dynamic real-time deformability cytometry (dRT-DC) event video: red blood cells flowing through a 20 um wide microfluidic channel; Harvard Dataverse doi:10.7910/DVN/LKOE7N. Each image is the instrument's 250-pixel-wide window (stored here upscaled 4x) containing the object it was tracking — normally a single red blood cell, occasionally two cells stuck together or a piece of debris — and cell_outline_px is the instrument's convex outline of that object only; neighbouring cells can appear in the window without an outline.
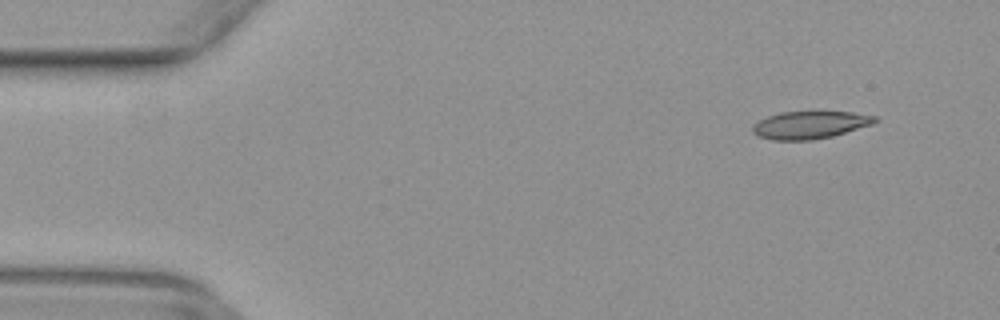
{"species": "common noctule bat (a hibernating species)", "species_latin": "Nyctalus noctula", "temperature_condition": "warm", "stored_images_in_passage": 50, "camera_frame_rate_fps": 3000, "um_per_image_px": 0.085, "animal": {"sex": "female", "body_mass_g": 29.2, "forearm_length_mm": 56.3}, "frame": {"image": 1, "passage_image": 5, "time_ms": 1.333, "image_size_px": [1000, 320], "cell_outline_px": [[880, 120], [872, 124], [832, 136], [812, 140], [772, 140], [756, 136], [752, 132], [752, 124], [768, 116], [780, 112], [812, 108], [852, 112], [876, 116]], "centroid_in_image_um": [68.84, 10.56], "position_along_channel_um": 16.2, "area_um2": 20.69}}
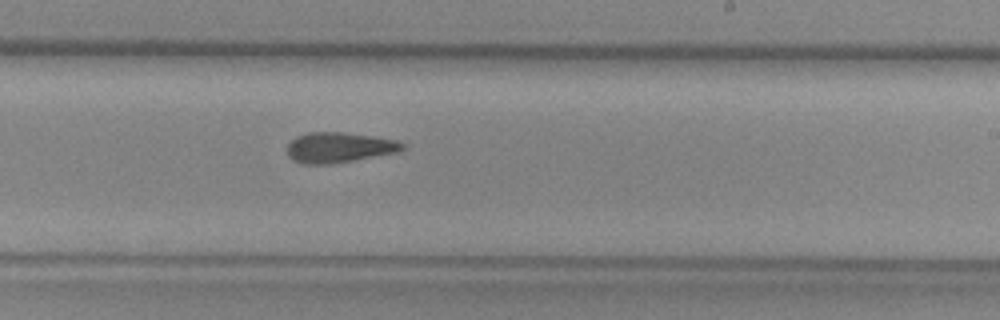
{"frame": {"image": 2, "passage_image": 30, "time_ms": 9.667, "image_size_px": [1000, 320], "cell_outline_px": [[404, 148], [396, 152], [352, 160], [328, 164], [304, 164], [292, 160], [288, 156], [288, 144], [296, 136], [308, 132], [344, 132], [396, 140], [404, 144]], "centroid_in_image_um": [28.76, 12.53], "position_along_channel_um": 260.2, "area_um2": 20.06}}
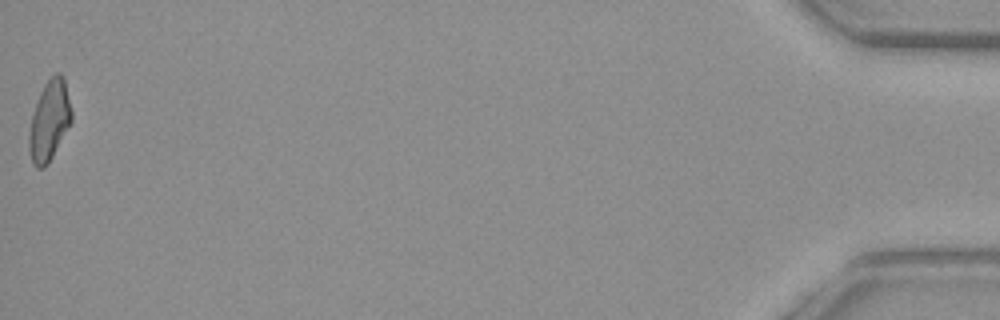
{"frame": {"image": 3, "passage_image": 50, "time_ms": 16.333, "image_size_px": [1000, 320], "cell_outline_px": [[72, 120], [48, 164], [44, 168], [36, 168], [32, 164], [28, 148], [28, 136], [32, 116], [40, 92], [44, 84], [56, 72], [60, 72], [64, 76], [72, 112]], "centroid_in_image_um": [4.19, 10.26], "position_along_channel_um": 431.0, "area_um2": 19.83}}